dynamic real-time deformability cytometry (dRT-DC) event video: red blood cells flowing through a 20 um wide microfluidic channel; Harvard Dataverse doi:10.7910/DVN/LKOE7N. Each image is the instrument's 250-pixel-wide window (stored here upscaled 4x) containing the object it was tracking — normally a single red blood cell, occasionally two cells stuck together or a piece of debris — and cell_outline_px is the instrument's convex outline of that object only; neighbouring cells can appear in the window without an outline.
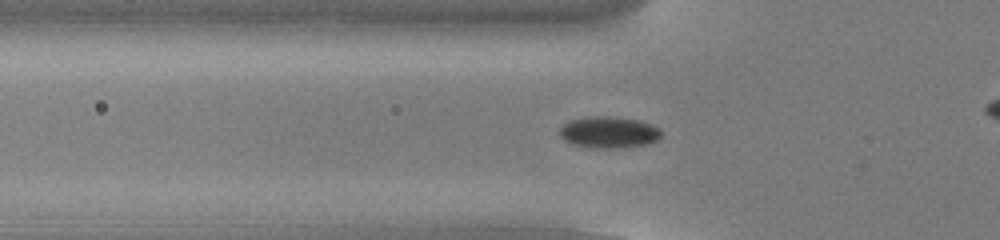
{"species": "common noctule bat (a hibernating species)", "species_latin": "Nyctalus noctula", "temperature_condition": "cold", "stored_images_in_passage": 48, "camera_frame_rate_fps": 3000, "um_per_image_px": 0.085, "animal": {"sex": "male", "body_mass_g": 13.0, "forearm_length_mm": 53.1}, "frame": {"image": 1, "passage_image": 19, "time_ms": 6.0, "image_size_px": [1000, 240], "cell_outline_px": [[660, 136], [656, 140], [648, 144], [616, 148], [600, 148], [572, 144], [564, 140], [560, 136], [560, 128], [568, 120], [592, 116], [608, 116], [640, 120], [652, 124], [660, 128]], "centroid_in_image_um": [51.75, 11.23], "position_along_channel_um": 74.1, "area_um2": 18.61}}
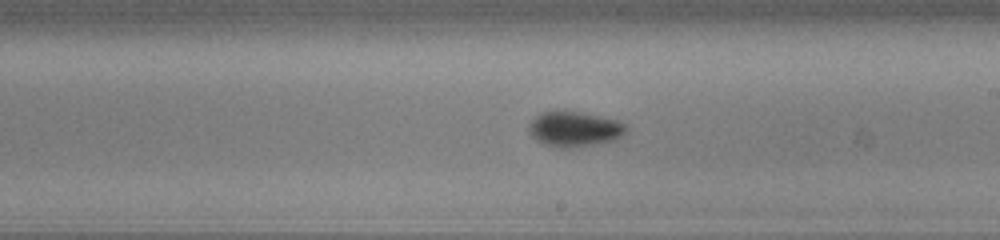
{"frame": {"image": 2, "passage_image": 32, "time_ms": 10.333, "image_size_px": [1000, 240], "cell_outline_px": [[628, 128], [616, 140], [572, 148], [560, 148], [544, 144], [536, 140], [528, 132], [528, 124], [540, 112], [580, 112], [616, 120], [624, 124]], "centroid_in_image_um": [48.79, 10.99], "position_along_channel_um": 240.2, "area_um2": 19.71}}
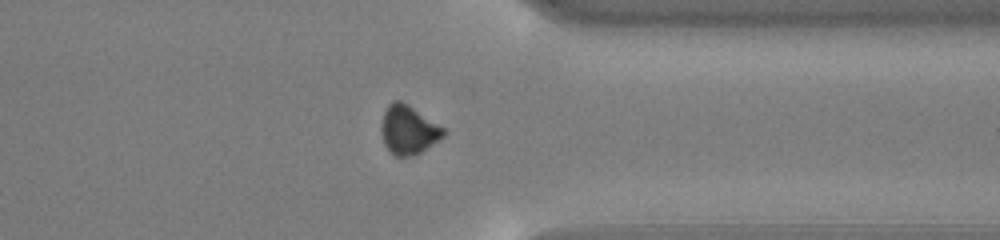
{"frame": {"image": 3, "passage_image": 43, "time_ms": 14.0, "image_size_px": [1000, 240], "cell_outline_px": [[448, 132], [444, 136], [416, 156], [396, 156], [384, 144], [380, 132], [380, 124], [384, 112], [388, 104], [392, 100], [400, 100], [408, 104], [444, 128]], "centroid_in_image_um": [34.7, 11.03], "position_along_channel_um": 376.7, "area_um2": 17.86}, "authors_computed_cell_mechanics": {"area_um2": 18.3515, "velocity_mm_per_s": 3.8328, "shape_relaxation_time_tau1_ms": 1.5625, "shape_relaxation_time_tau2_ms": null, "deformation_change_tau1": 0.0696, "deformation_change_tau2": null}}